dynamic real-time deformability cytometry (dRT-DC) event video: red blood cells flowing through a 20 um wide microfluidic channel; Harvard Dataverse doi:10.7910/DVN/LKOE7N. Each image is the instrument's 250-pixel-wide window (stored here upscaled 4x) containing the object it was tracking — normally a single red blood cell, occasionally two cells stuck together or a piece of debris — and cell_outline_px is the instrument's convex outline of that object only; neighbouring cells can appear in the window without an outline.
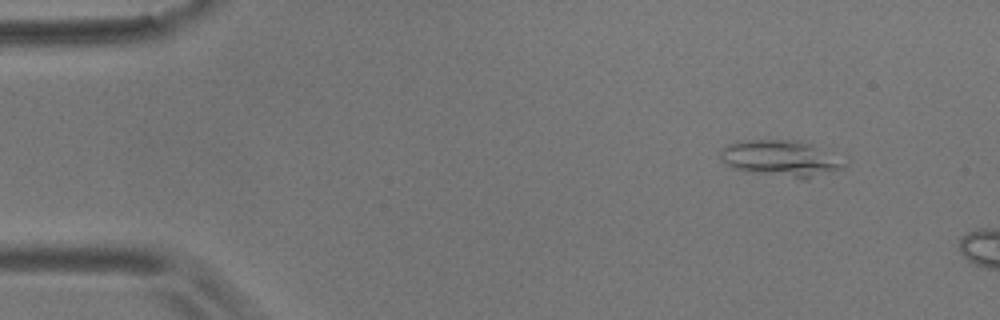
{"species": "common noctule bat (a hibernating species)", "species_latin": "Nyctalus noctula", "temperature_condition": "room temperature", "stored_images_in_passage": 4, "camera_frame_rate_fps": 3000, "um_per_image_px": 0.085, "animal": {"sex": "male", "body_mass_g": 17.9}, "frame": {"image": 1, "passage_image": 2, "time_ms": 0.333, "image_size_px": [1000, 320], "cell_outline_px": [[848, 164], [840, 168], [804, 180], [800, 180], [752, 172], [732, 168], [720, 160], [720, 148], [728, 144], [744, 140], [792, 140], [812, 144]], "centroid_in_image_um": [66.28, 13.47], "position_along_channel_um": 18.7, "area_um2": 25.89}}